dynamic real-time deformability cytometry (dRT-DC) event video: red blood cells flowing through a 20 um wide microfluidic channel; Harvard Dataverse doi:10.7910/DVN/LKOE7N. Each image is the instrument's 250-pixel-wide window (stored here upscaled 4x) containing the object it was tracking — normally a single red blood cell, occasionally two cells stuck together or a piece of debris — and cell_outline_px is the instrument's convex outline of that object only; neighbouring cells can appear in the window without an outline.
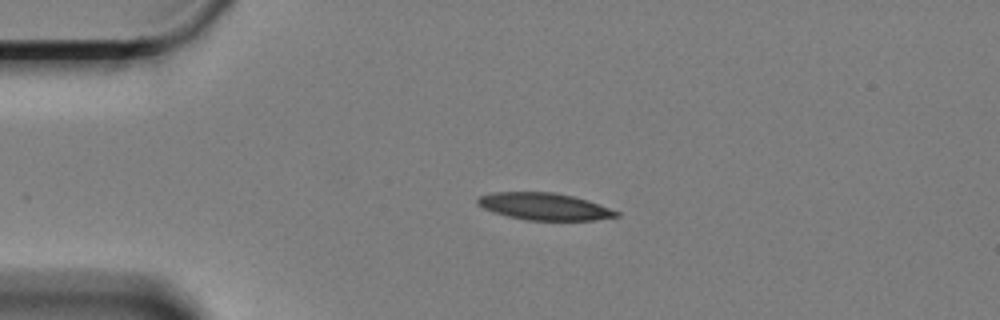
{"species": "Egyptian fruit bat (a non-hibernating species)", "species_latin": "Rousettus aegyptiacus", "temperature_condition": "cold", "stored_images_in_passage": 48, "camera_frame_rate_fps": 3000, "um_per_image_px": 0.085, "animal": {"sex": "female"}, "frame": {"image": 1, "passage_image": 1, "time_ms": 0.0, "image_size_px": [1000, 320], "cell_outline_px": [[620, 216], [592, 220], [528, 220], [508, 216], [492, 212], [476, 204], [476, 200], [480, 196], [492, 192], [556, 192], [588, 200], [620, 212]], "centroid_in_image_um": [46.25, 17.54], "position_along_channel_um": 38.7, "area_um2": 21.85}}
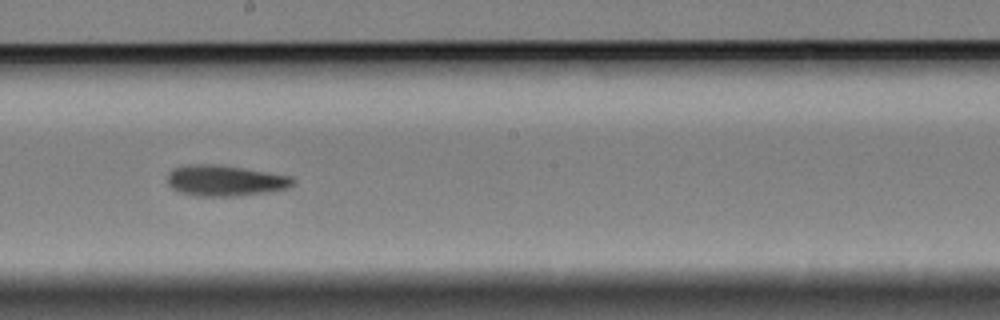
{"frame": {"image": 2, "passage_image": 21, "time_ms": 6.667, "image_size_px": [1000, 320], "cell_outline_px": [[296, 184], [288, 188], [268, 192], [232, 196], [196, 196], [176, 192], [168, 184], [168, 172], [172, 168], [188, 164], [216, 164], [244, 168], [292, 176], [296, 180]], "centroid_in_image_um": [19.13, 15.35], "position_along_channel_um": 229.1, "area_um2": 22.89}}
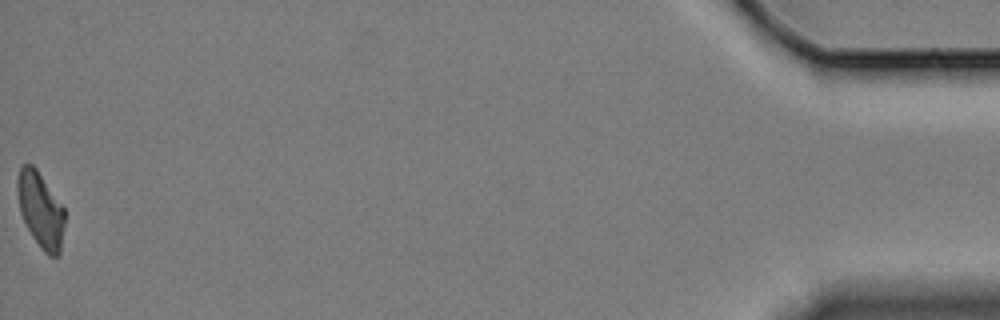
{"frame": {"image": 3, "passage_image": 48, "time_ms": 15.667, "image_size_px": [1000, 320], "cell_outline_px": [[64, 224], [60, 256], [48, 256], [44, 252], [32, 236], [20, 212], [16, 192], [16, 180], [20, 164], [32, 164], [36, 168], [64, 208]], "centroid_in_image_um": [3.43, 17.82], "position_along_channel_um": 431.8, "area_um2": 20.87}, "authors_computed_cell_mechanics": {"area_um2": 22.1374, "velocity_mm_per_s": 3.3009, "shape_relaxation_time_tau1_ms": 8.7753, "shape_relaxation_time_tau2_ms": 6.4247, "deformation_change_tau1": 0.2049, "deformation_change_tau2": 0.1552}}